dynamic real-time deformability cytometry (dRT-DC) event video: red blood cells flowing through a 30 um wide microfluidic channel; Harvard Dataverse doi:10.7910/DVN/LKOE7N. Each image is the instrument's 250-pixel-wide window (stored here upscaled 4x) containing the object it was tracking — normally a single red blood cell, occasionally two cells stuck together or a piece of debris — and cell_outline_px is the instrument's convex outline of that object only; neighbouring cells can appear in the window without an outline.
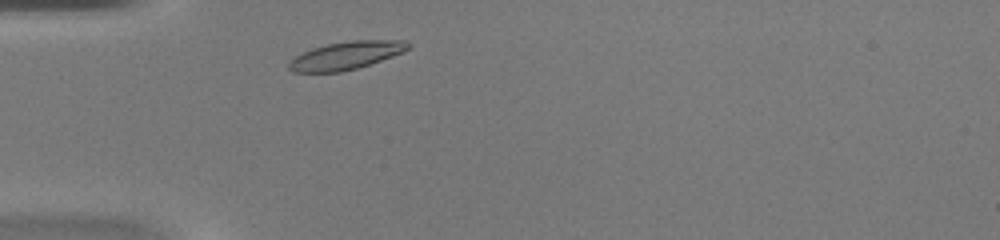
{"species": "common noctule bat (a hibernating species)", "species_latin": "Nyctalus noctula", "temperature_condition": "warm", "stored_images_in_passage": 33, "camera_frame_rate_fps": 3000, "um_per_image_px": 0.085, "animal": {"sex": "female", "body_mass_g": 20.0, "forearm_length_mm": 54.0}, "frame": {"image": 1, "passage_image": 3, "time_ms": 0.667, "image_size_px": [1000, 240], "cell_outline_px": [[412, 44], [404, 52], [356, 68], [340, 72], [292, 72], [288, 68], [288, 64], [296, 56], [312, 48], [328, 44], [352, 40], [404, 40]], "centroid_in_image_um": [29.43, 4.71], "position_along_channel_um": 55.6, "area_um2": 19.13}}
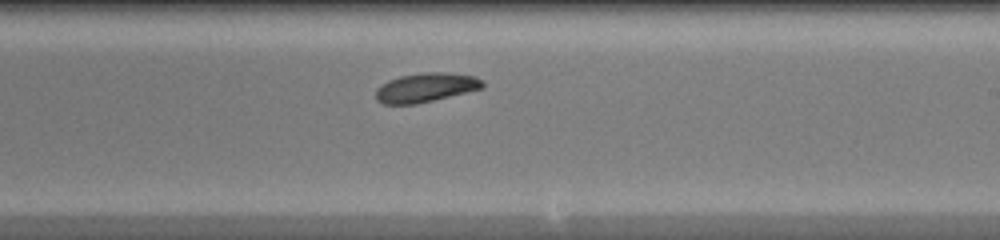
{"frame": {"image": 2, "passage_image": 18, "time_ms": 5.667, "image_size_px": [1000, 240], "cell_outline_px": [[484, 88], [416, 104], [384, 104], [376, 100], [376, 88], [380, 84], [388, 80], [400, 76], [424, 72], [448, 72], [476, 76], [484, 80]], "centroid_in_image_um": [36.2, 7.43], "position_along_channel_um": 252.8, "area_um2": 18.32}}
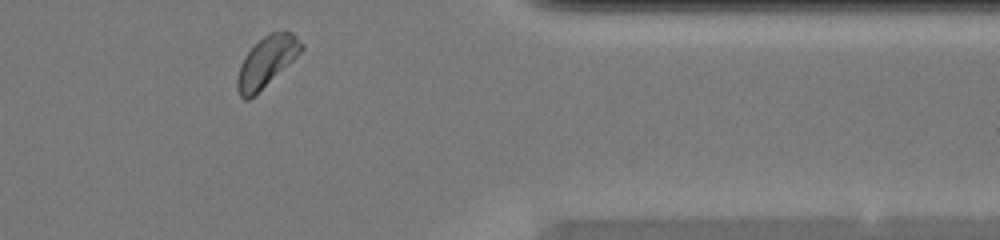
{"frame": {"image": 3, "passage_image": 29, "time_ms": 9.333, "image_size_px": [1000, 240], "cell_outline_px": [[304, 48], [292, 60], [248, 100], [244, 100], [240, 96], [236, 88], [236, 80], [240, 64], [244, 56], [264, 36], [272, 32], [292, 32], [304, 44]], "centroid_in_image_um": [22.63, 5.24], "position_along_channel_um": 388.8, "area_um2": 18.15}, "authors_computed_cell_mechanics": {"area_um2": 18.496, "velocity_mm_per_s": 4.1445, "shape_relaxation_time_tau1_ms": 2.9888, "shape_relaxation_time_tau2_ms": null, "deformation_change_tau1": 0.0842, "deformation_change_tau2": null}}